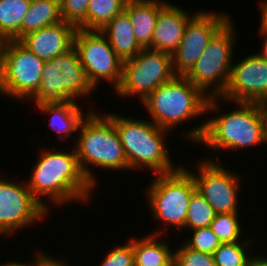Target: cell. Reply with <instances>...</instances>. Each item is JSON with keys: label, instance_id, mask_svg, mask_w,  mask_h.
<instances>
[{"label": "cell", "instance_id": "obj_8", "mask_svg": "<svg viewBox=\"0 0 267 266\" xmlns=\"http://www.w3.org/2000/svg\"><path fill=\"white\" fill-rule=\"evenodd\" d=\"M96 90L88 81L77 50L73 47L68 52L45 61L38 91L30 99L35 107L60 102H77L89 98ZM82 96V97H81Z\"/></svg>", "mask_w": 267, "mask_h": 266}, {"label": "cell", "instance_id": "obj_24", "mask_svg": "<svg viewBox=\"0 0 267 266\" xmlns=\"http://www.w3.org/2000/svg\"><path fill=\"white\" fill-rule=\"evenodd\" d=\"M127 0H90L86 11V30H101L117 14Z\"/></svg>", "mask_w": 267, "mask_h": 266}, {"label": "cell", "instance_id": "obj_3", "mask_svg": "<svg viewBox=\"0 0 267 266\" xmlns=\"http://www.w3.org/2000/svg\"><path fill=\"white\" fill-rule=\"evenodd\" d=\"M105 115L114 123L124 149L129 168L132 171L147 169L152 174H168L176 171L165 138L169 131L152 121L129 118L109 112Z\"/></svg>", "mask_w": 267, "mask_h": 266}, {"label": "cell", "instance_id": "obj_12", "mask_svg": "<svg viewBox=\"0 0 267 266\" xmlns=\"http://www.w3.org/2000/svg\"><path fill=\"white\" fill-rule=\"evenodd\" d=\"M74 48L91 85L97 89L99 81L105 80L116 90L122 79L123 60L112 49L107 38L99 30L77 28Z\"/></svg>", "mask_w": 267, "mask_h": 266}, {"label": "cell", "instance_id": "obj_11", "mask_svg": "<svg viewBox=\"0 0 267 266\" xmlns=\"http://www.w3.org/2000/svg\"><path fill=\"white\" fill-rule=\"evenodd\" d=\"M217 160V161H216ZM196 173L189 167L182 165L193 177L196 190L206 199L217 213H238L241 174L224 167L219 157L212 159V156L199 160L194 164Z\"/></svg>", "mask_w": 267, "mask_h": 266}, {"label": "cell", "instance_id": "obj_9", "mask_svg": "<svg viewBox=\"0 0 267 266\" xmlns=\"http://www.w3.org/2000/svg\"><path fill=\"white\" fill-rule=\"evenodd\" d=\"M45 61L19 40L3 42L0 58V93L2 96L30 101L38 91Z\"/></svg>", "mask_w": 267, "mask_h": 266}, {"label": "cell", "instance_id": "obj_38", "mask_svg": "<svg viewBox=\"0 0 267 266\" xmlns=\"http://www.w3.org/2000/svg\"><path fill=\"white\" fill-rule=\"evenodd\" d=\"M3 42H4V40L0 37V58H1V51H2Z\"/></svg>", "mask_w": 267, "mask_h": 266}, {"label": "cell", "instance_id": "obj_27", "mask_svg": "<svg viewBox=\"0 0 267 266\" xmlns=\"http://www.w3.org/2000/svg\"><path fill=\"white\" fill-rule=\"evenodd\" d=\"M239 213H217L210 224L213 233L218 237L221 243H233L242 241V233ZM243 231V232H242Z\"/></svg>", "mask_w": 267, "mask_h": 266}, {"label": "cell", "instance_id": "obj_32", "mask_svg": "<svg viewBox=\"0 0 267 266\" xmlns=\"http://www.w3.org/2000/svg\"><path fill=\"white\" fill-rule=\"evenodd\" d=\"M33 258V262L31 260L30 266H70L65 262V259H57V257L53 258L52 256H49L48 253L46 254L45 251H40V249L39 253L35 254V257Z\"/></svg>", "mask_w": 267, "mask_h": 266}, {"label": "cell", "instance_id": "obj_31", "mask_svg": "<svg viewBox=\"0 0 267 266\" xmlns=\"http://www.w3.org/2000/svg\"><path fill=\"white\" fill-rule=\"evenodd\" d=\"M108 251L100 261V266H135L133 237L127 243L114 245Z\"/></svg>", "mask_w": 267, "mask_h": 266}, {"label": "cell", "instance_id": "obj_25", "mask_svg": "<svg viewBox=\"0 0 267 266\" xmlns=\"http://www.w3.org/2000/svg\"><path fill=\"white\" fill-rule=\"evenodd\" d=\"M245 237L242 241L222 243L212 254L215 266H247L252 256L249 247L254 240Z\"/></svg>", "mask_w": 267, "mask_h": 266}, {"label": "cell", "instance_id": "obj_21", "mask_svg": "<svg viewBox=\"0 0 267 266\" xmlns=\"http://www.w3.org/2000/svg\"><path fill=\"white\" fill-rule=\"evenodd\" d=\"M141 238L133 237L135 266H174V250L160 240L162 235L148 234Z\"/></svg>", "mask_w": 267, "mask_h": 266}, {"label": "cell", "instance_id": "obj_19", "mask_svg": "<svg viewBox=\"0 0 267 266\" xmlns=\"http://www.w3.org/2000/svg\"><path fill=\"white\" fill-rule=\"evenodd\" d=\"M167 3L165 0H127L124 10L130 17L137 42L147 48L157 22L160 9Z\"/></svg>", "mask_w": 267, "mask_h": 266}, {"label": "cell", "instance_id": "obj_17", "mask_svg": "<svg viewBox=\"0 0 267 266\" xmlns=\"http://www.w3.org/2000/svg\"><path fill=\"white\" fill-rule=\"evenodd\" d=\"M173 4L167 2L160 9L148 49L172 55L178 48L185 26L195 13L190 14L179 5Z\"/></svg>", "mask_w": 267, "mask_h": 266}, {"label": "cell", "instance_id": "obj_5", "mask_svg": "<svg viewBox=\"0 0 267 266\" xmlns=\"http://www.w3.org/2000/svg\"><path fill=\"white\" fill-rule=\"evenodd\" d=\"M208 99L185 76L176 75L158 86L141 104L155 125L171 132L180 123L206 114Z\"/></svg>", "mask_w": 267, "mask_h": 266}, {"label": "cell", "instance_id": "obj_34", "mask_svg": "<svg viewBox=\"0 0 267 266\" xmlns=\"http://www.w3.org/2000/svg\"><path fill=\"white\" fill-rule=\"evenodd\" d=\"M256 253L257 255L254 254L251 256L247 266H267V256L265 254L262 256L261 253L258 255V252Z\"/></svg>", "mask_w": 267, "mask_h": 266}, {"label": "cell", "instance_id": "obj_33", "mask_svg": "<svg viewBox=\"0 0 267 266\" xmlns=\"http://www.w3.org/2000/svg\"><path fill=\"white\" fill-rule=\"evenodd\" d=\"M261 18H260V33L267 34V0L259 1Z\"/></svg>", "mask_w": 267, "mask_h": 266}, {"label": "cell", "instance_id": "obj_30", "mask_svg": "<svg viewBox=\"0 0 267 266\" xmlns=\"http://www.w3.org/2000/svg\"><path fill=\"white\" fill-rule=\"evenodd\" d=\"M174 250V266H215L212 254L192 250L184 243Z\"/></svg>", "mask_w": 267, "mask_h": 266}, {"label": "cell", "instance_id": "obj_22", "mask_svg": "<svg viewBox=\"0 0 267 266\" xmlns=\"http://www.w3.org/2000/svg\"><path fill=\"white\" fill-rule=\"evenodd\" d=\"M60 0H31L21 25V38L41 28L62 22Z\"/></svg>", "mask_w": 267, "mask_h": 266}, {"label": "cell", "instance_id": "obj_35", "mask_svg": "<svg viewBox=\"0 0 267 266\" xmlns=\"http://www.w3.org/2000/svg\"><path fill=\"white\" fill-rule=\"evenodd\" d=\"M260 36H262L261 41L263 43L262 44V48L260 49V52L258 53L262 58H264L265 60H267V34L264 33H260ZM264 38V39H263Z\"/></svg>", "mask_w": 267, "mask_h": 266}, {"label": "cell", "instance_id": "obj_16", "mask_svg": "<svg viewBox=\"0 0 267 266\" xmlns=\"http://www.w3.org/2000/svg\"><path fill=\"white\" fill-rule=\"evenodd\" d=\"M77 28L62 21L23 36L19 41L44 61L68 52L74 47Z\"/></svg>", "mask_w": 267, "mask_h": 266}, {"label": "cell", "instance_id": "obj_23", "mask_svg": "<svg viewBox=\"0 0 267 266\" xmlns=\"http://www.w3.org/2000/svg\"><path fill=\"white\" fill-rule=\"evenodd\" d=\"M31 0H0V37L6 40L21 39V25Z\"/></svg>", "mask_w": 267, "mask_h": 266}, {"label": "cell", "instance_id": "obj_13", "mask_svg": "<svg viewBox=\"0 0 267 266\" xmlns=\"http://www.w3.org/2000/svg\"><path fill=\"white\" fill-rule=\"evenodd\" d=\"M240 60L232 63L229 83L224 94L221 97L208 99L206 105L208 115L209 112L219 114L217 113L221 110L219 103L222 101L262 104L267 100V60L258 52Z\"/></svg>", "mask_w": 267, "mask_h": 266}, {"label": "cell", "instance_id": "obj_2", "mask_svg": "<svg viewBox=\"0 0 267 266\" xmlns=\"http://www.w3.org/2000/svg\"><path fill=\"white\" fill-rule=\"evenodd\" d=\"M236 104V105H235ZM233 111L205 120L185 133L187 140L212 151H225L267 144L266 115L261 103L236 102Z\"/></svg>", "mask_w": 267, "mask_h": 266}, {"label": "cell", "instance_id": "obj_6", "mask_svg": "<svg viewBox=\"0 0 267 266\" xmlns=\"http://www.w3.org/2000/svg\"><path fill=\"white\" fill-rule=\"evenodd\" d=\"M145 190L149 210L156 222L162 224V230L156 228L150 234H166L171 225L177 230L185 229V220L191 196L196 190L192 175L181 165L176 171L155 175ZM148 197V198H147ZM149 199V200H148ZM164 226V227H163ZM183 228V229H182Z\"/></svg>", "mask_w": 267, "mask_h": 266}, {"label": "cell", "instance_id": "obj_28", "mask_svg": "<svg viewBox=\"0 0 267 266\" xmlns=\"http://www.w3.org/2000/svg\"><path fill=\"white\" fill-rule=\"evenodd\" d=\"M188 232H193L190 234L192 236L184 239L183 243L192 250L213 254L222 244L210 227L189 230Z\"/></svg>", "mask_w": 267, "mask_h": 266}, {"label": "cell", "instance_id": "obj_10", "mask_svg": "<svg viewBox=\"0 0 267 266\" xmlns=\"http://www.w3.org/2000/svg\"><path fill=\"white\" fill-rule=\"evenodd\" d=\"M175 76L171 54L143 48L135 57L123 61L122 79L115 93L123 99L136 95L142 102Z\"/></svg>", "mask_w": 267, "mask_h": 266}, {"label": "cell", "instance_id": "obj_4", "mask_svg": "<svg viewBox=\"0 0 267 266\" xmlns=\"http://www.w3.org/2000/svg\"><path fill=\"white\" fill-rule=\"evenodd\" d=\"M78 132L79 137L72 138L77 140L74 147L80 167L94 188L98 179L93 169L130 170L118 131L105 114L91 110L81 121Z\"/></svg>", "mask_w": 267, "mask_h": 266}, {"label": "cell", "instance_id": "obj_26", "mask_svg": "<svg viewBox=\"0 0 267 266\" xmlns=\"http://www.w3.org/2000/svg\"><path fill=\"white\" fill-rule=\"evenodd\" d=\"M215 212L206 199L195 190L191 196L185 220V230H196L210 227Z\"/></svg>", "mask_w": 267, "mask_h": 266}, {"label": "cell", "instance_id": "obj_7", "mask_svg": "<svg viewBox=\"0 0 267 266\" xmlns=\"http://www.w3.org/2000/svg\"><path fill=\"white\" fill-rule=\"evenodd\" d=\"M235 27L230 19L212 37L198 61L184 75L208 98L221 97L229 83L238 37Z\"/></svg>", "mask_w": 267, "mask_h": 266}, {"label": "cell", "instance_id": "obj_18", "mask_svg": "<svg viewBox=\"0 0 267 266\" xmlns=\"http://www.w3.org/2000/svg\"><path fill=\"white\" fill-rule=\"evenodd\" d=\"M80 102H60L44 104L36 107L39 111L47 116L49 114V127L56 132L59 140L73 137L78 132V127L86 115L93 110V106L84 113ZM85 114V115H84Z\"/></svg>", "mask_w": 267, "mask_h": 266}, {"label": "cell", "instance_id": "obj_1", "mask_svg": "<svg viewBox=\"0 0 267 266\" xmlns=\"http://www.w3.org/2000/svg\"><path fill=\"white\" fill-rule=\"evenodd\" d=\"M47 148L38 153V159L31 170L27 183L28 189L34 198L49 212L52 207L45 202L55 205L67 203L91 202V194L96 189L84 175L77 157L75 147L65 151L66 148L56 150ZM44 200H43V199ZM50 199V200H49ZM61 204V205H60ZM50 205V206H49Z\"/></svg>", "mask_w": 267, "mask_h": 266}, {"label": "cell", "instance_id": "obj_15", "mask_svg": "<svg viewBox=\"0 0 267 266\" xmlns=\"http://www.w3.org/2000/svg\"><path fill=\"white\" fill-rule=\"evenodd\" d=\"M185 26L183 38L172 54L176 75L184 76L198 61L212 37L231 19L215 10H197Z\"/></svg>", "mask_w": 267, "mask_h": 266}, {"label": "cell", "instance_id": "obj_36", "mask_svg": "<svg viewBox=\"0 0 267 266\" xmlns=\"http://www.w3.org/2000/svg\"><path fill=\"white\" fill-rule=\"evenodd\" d=\"M18 260H16V261H9V262H5L4 264H1L0 263V266H30V262L29 263H19V262H17Z\"/></svg>", "mask_w": 267, "mask_h": 266}, {"label": "cell", "instance_id": "obj_20", "mask_svg": "<svg viewBox=\"0 0 267 266\" xmlns=\"http://www.w3.org/2000/svg\"><path fill=\"white\" fill-rule=\"evenodd\" d=\"M123 60L135 57L143 47L137 42L128 13L123 10L99 30Z\"/></svg>", "mask_w": 267, "mask_h": 266}, {"label": "cell", "instance_id": "obj_29", "mask_svg": "<svg viewBox=\"0 0 267 266\" xmlns=\"http://www.w3.org/2000/svg\"><path fill=\"white\" fill-rule=\"evenodd\" d=\"M90 0H60L62 20L86 30V11Z\"/></svg>", "mask_w": 267, "mask_h": 266}, {"label": "cell", "instance_id": "obj_14", "mask_svg": "<svg viewBox=\"0 0 267 266\" xmlns=\"http://www.w3.org/2000/svg\"><path fill=\"white\" fill-rule=\"evenodd\" d=\"M0 178V237L47 219L49 212L34 198L25 184ZM44 216L46 218H44Z\"/></svg>", "mask_w": 267, "mask_h": 266}, {"label": "cell", "instance_id": "obj_37", "mask_svg": "<svg viewBox=\"0 0 267 266\" xmlns=\"http://www.w3.org/2000/svg\"><path fill=\"white\" fill-rule=\"evenodd\" d=\"M262 106H263V109H264V112H265V115H266V124H267V100H265L262 103Z\"/></svg>", "mask_w": 267, "mask_h": 266}]
</instances>
